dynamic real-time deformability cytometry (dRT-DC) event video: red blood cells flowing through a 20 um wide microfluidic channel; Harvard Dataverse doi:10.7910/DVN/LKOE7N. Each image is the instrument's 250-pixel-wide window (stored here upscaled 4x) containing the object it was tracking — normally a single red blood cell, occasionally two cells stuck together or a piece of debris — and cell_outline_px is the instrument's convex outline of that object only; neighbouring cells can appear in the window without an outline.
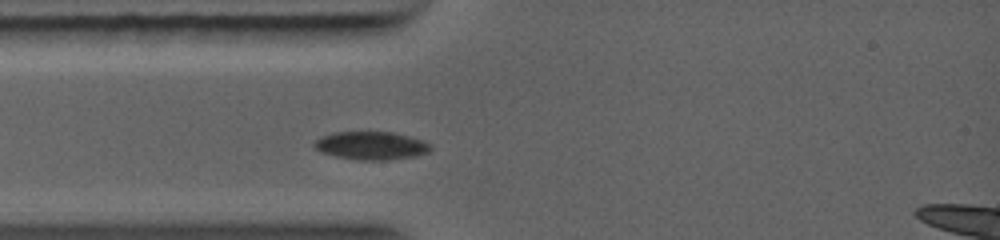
{"species": "common noctule bat (a hibernating species)", "species_latin": "Nyctalus noctula", "temperature_condition": "warm", "stored_images_in_passage": 3, "camera_frame_rate_fps": 5000, "um_per_image_px": 0.085, "animal": {"sex": "female", "body_mass_g": 19.0, "forearm_length_mm": 56.7}, "frame": {"image": 1, "passage_image": 3, "time_ms": 1.8, "image_size_px": [1000, 240], "cell_outline_px": [[428, 148], [424, 152], [408, 156], [372, 160], [344, 156], [328, 152], [320, 148], [316, 144], [316, 140], [324, 136], [340, 132], [388, 132], [404, 136], [416, 140], [424, 144]], "centroid_in_image_um": [31.5, 12.34], "position_along_channel_um": 53.5, "area_um2": 16.76}}